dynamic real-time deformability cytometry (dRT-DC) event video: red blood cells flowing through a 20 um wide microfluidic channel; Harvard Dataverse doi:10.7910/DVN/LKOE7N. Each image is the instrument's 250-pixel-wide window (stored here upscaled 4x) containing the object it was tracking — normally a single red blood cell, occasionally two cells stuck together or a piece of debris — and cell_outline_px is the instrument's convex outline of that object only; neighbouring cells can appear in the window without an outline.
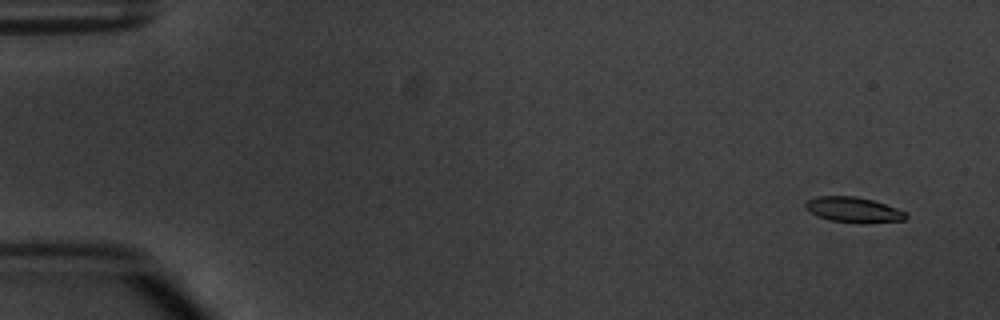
{"species": "common noctule bat (a hibernating species)", "species_latin": "Nyctalus noctula", "temperature_condition": "warm", "stored_images_in_passage": 3, "camera_frame_rate_fps": 3000, "um_per_image_px": 0.085, "animal": {"sex": "male", "body_mass_g": 20.1, "forearm_length_mm": 53.5}, "frame": {"image": 1, "passage_image": 1, "time_ms": 0.0, "image_size_px": [1000, 320], "cell_outline_px": [[908, 216], [904, 220], [868, 224], [860, 224], [828, 220], [816, 216], [804, 208], [804, 204], [808, 200], [820, 196], [856, 196], [872, 200], [908, 212]], "centroid_in_image_um": [72.55, 17.85], "position_along_channel_um": 12.4, "area_um2": 15.14}}